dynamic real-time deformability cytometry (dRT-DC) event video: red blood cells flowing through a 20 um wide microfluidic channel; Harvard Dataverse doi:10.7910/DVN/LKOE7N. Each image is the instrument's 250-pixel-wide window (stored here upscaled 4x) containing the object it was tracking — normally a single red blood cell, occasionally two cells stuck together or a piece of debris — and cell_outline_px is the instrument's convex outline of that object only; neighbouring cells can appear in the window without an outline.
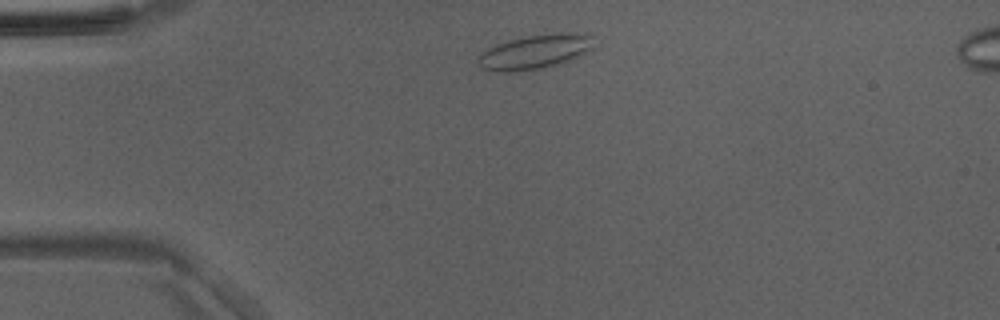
{"species": "Egyptian fruit bat (a non-hibernating species)", "species_latin": "Rousettus aegyptiacus", "temperature_condition": "room temperature", "stored_images_in_passage": 40, "camera_frame_rate_fps": 3000, "um_per_image_px": 0.085, "animal": {"sex": "male"}, "frame": {"image": 1, "passage_image": 3, "time_ms": 0.667, "image_size_px": [1000, 320], "cell_outline_px": [[592, 48], [580, 56], [572, 60], [560, 64], [544, 68], [516, 72], [488, 72], [480, 68], [476, 64], [476, 60], [488, 48], [496, 44], [508, 40], [524, 36], [556, 32], [576, 32], [592, 36]], "centroid_in_image_um": [45.43, 4.42], "position_along_channel_um": 39.6, "area_um2": 23.76}}
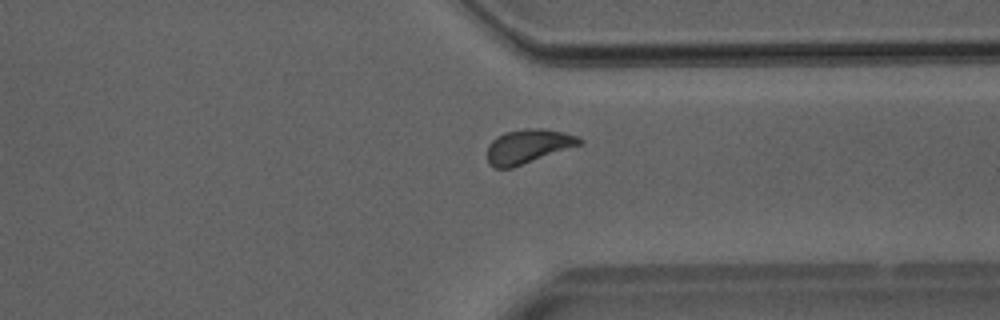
{"frame": {"image": 2, "passage_image": 29, "time_ms": 9.333, "image_size_px": [1000, 320], "cell_outline_px": [[584, 144], [512, 168], [496, 168], [488, 164], [488, 144], [496, 136], [504, 132], [528, 128], [540, 128], [560, 132], [576, 136], [584, 140]], "centroid_in_image_um": [44.89, 12.44], "position_along_channel_um": 366.5, "area_um2": 18.44}}
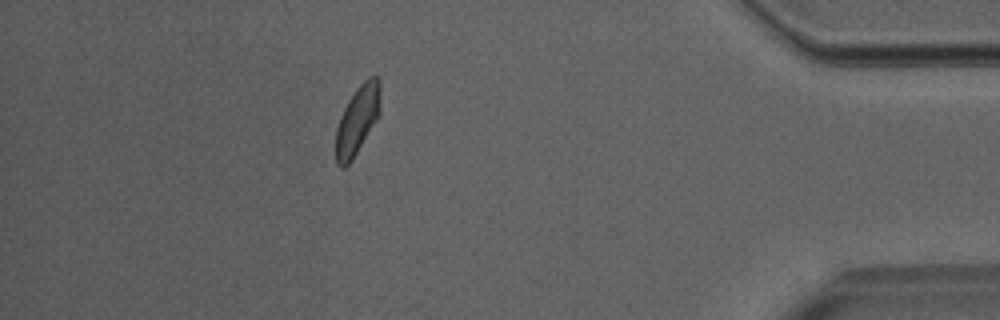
{"frame": {"image": 3, "passage_image": 35, "time_ms": 11.333, "image_size_px": [1000, 320], "cell_outline_px": [[380, 112], [376, 120], [352, 160], [344, 168], [340, 168], [336, 164], [336, 128], [340, 116], [348, 100], [356, 88], [368, 76], [380, 76]], "centroid_in_image_um": [30.38, 10.17], "position_along_channel_um": 404.8, "area_um2": 17.86}}